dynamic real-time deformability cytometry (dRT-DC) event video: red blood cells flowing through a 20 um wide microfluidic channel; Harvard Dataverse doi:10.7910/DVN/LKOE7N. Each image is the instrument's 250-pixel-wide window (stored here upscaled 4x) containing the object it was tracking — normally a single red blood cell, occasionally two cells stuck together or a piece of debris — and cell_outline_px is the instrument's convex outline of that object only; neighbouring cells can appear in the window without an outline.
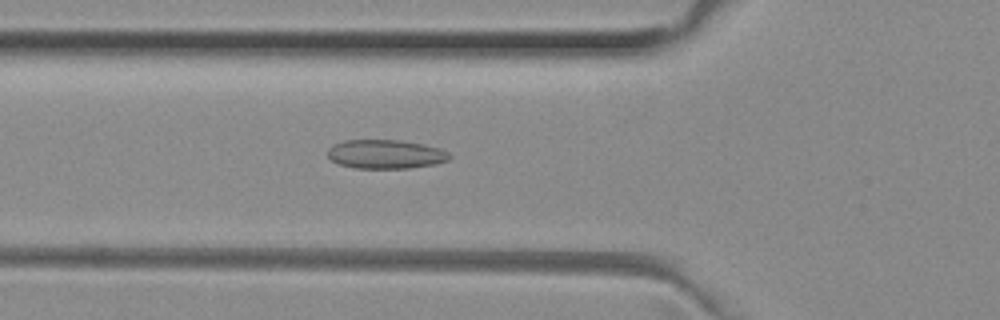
{"species": "common noctule bat (a hibernating species)", "species_latin": "Nyctalus noctula", "temperature_condition": "room temperature", "stored_images_in_passage": 38, "camera_frame_rate_fps": 3000, "um_per_image_px": 0.085, "animal": {"sex": "female", "body_mass_g": 29.2, "forearm_length_mm": 56.3}, "frame": {"image": 1, "passage_image": 10, "time_ms": 3.0, "image_size_px": [1000, 320], "cell_outline_px": [[452, 156], [448, 160], [436, 164], [408, 168], [356, 168], [340, 164], [332, 160], [328, 156], [328, 148], [332, 144], [344, 140], [400, 140], [424, 144], [440, 148], [448, 152]], "centroid_in_image_um": [32.79, 13.1], "position_along_channel_um": 93.0, "area_um2": 20.63}}
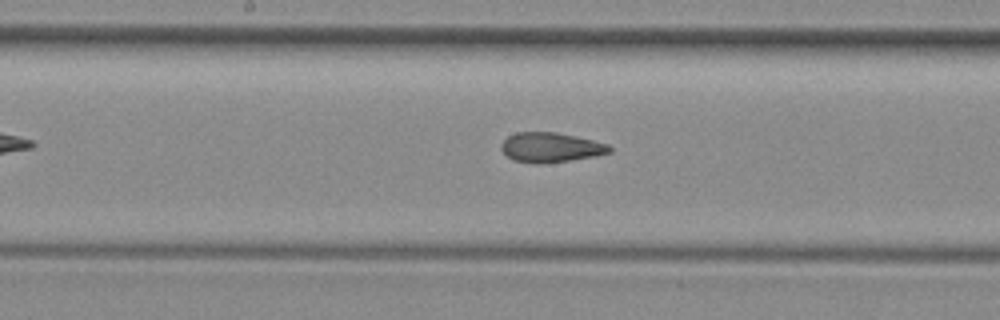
{"frame": {"image": 2, "passage_image": 18, "time_ms": 5.667, "image_size_px": [1000, 320], "cell_outline_px": [[612, 152], [596, 156], [544, 164], [532, 164], [512, 160], [500, 148], [500, 144], [508, 136], [516, 132], [556, 132], [576, 136], [608, 144], [612, 148]], "centroid_in_image_um": [46.8, 12.54], "position_along_channel_um": 201.4, "area_um2": 18.96}}
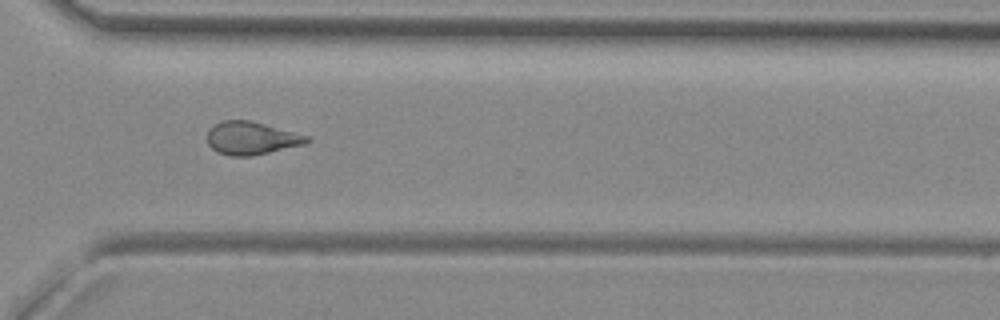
{"frame": {"image": 3, "passage_image": 29, "time_ms": 9.333, "image_size_px": [1000, 320], "cell_outline_px": [[312, 140], [308, 144], [252, 156], [228, 156], [216, 152], [208, 144], [208, 128], [220, 120], [252, 120], [308, 136]], "centroid_in_image_um": [21.37, 11.74], "position_along_channel_um": 349.2, "area_um2": 19.48}, "authors_computed_cell_mechanics": {"area_um2": 19.1896, "velocity_mm_per_s": 4.0431, "shape_relaxation_time_tau1_ms": null, "shape_relaxation_time_tau2_ms": 1.9873, "deformation_change_tau1": null, "deformation_change_tau2": 0.0766}}